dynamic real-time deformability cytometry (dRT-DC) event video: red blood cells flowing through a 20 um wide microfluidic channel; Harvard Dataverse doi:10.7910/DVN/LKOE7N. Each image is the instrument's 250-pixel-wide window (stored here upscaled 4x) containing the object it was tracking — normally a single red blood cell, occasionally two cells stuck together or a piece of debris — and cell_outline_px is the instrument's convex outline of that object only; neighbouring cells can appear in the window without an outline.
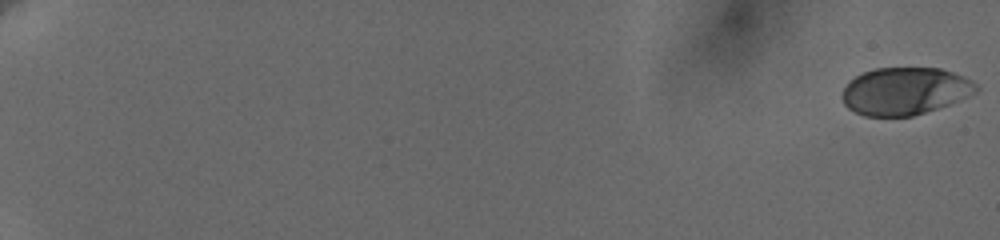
{"species": "human", "species_latin": "Homo sapiens", "temperature_condition": "cold", "stored_images_in_passage": 26, "camera_frame_rate_fps": 3000, "um_per_image_px": 0.085, "donor": {"sex": "female"}, "frame": {"image": 1, "passage_image": 1, "time_ms": 0.0, "image_size_px": [1000, 240], "cell_outline_px": [[980, 88], [976, 92], [968, 96], [948, 104], [912, 116], [864, 116], [848, 108], [844, 104], [840, 96], [844, 88], [856, 76], [864, 72], [876, 68], [940, 68], [964, 76], [972, 80]], "centroid_in_image_um": [76.92, 7.74], "position_along_channel_um": 8.1, "area_um2": 36.82}}
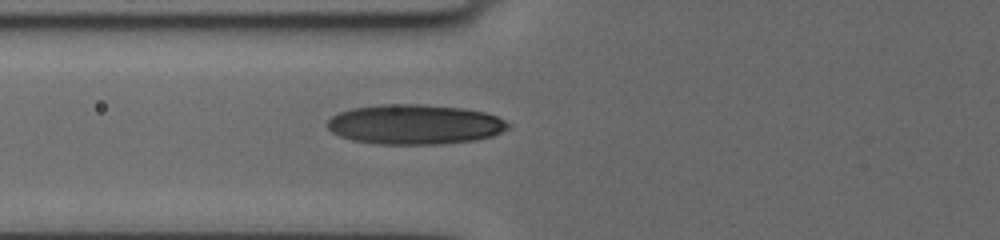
{"frame": {"image": 2, "passage_image": 22, "time_ms": 8.667, "image_size_px": [1000, 240], "cell_outline_px": [[508, 128], [492, 136], [476, 140], [444, 144], [376, 144], [352, 140], [340, 136], [332, 132], [328, 128], [328, 120], [332, 116], [340, 112], [352, 108], [384, 104], [416, 104], [464, 108], [484, 112], [496, 116], [504, 120], [508, 124]], "centroid_in_image_um": [35.24, 10.58], "position_along_channel_um": 90.6, "area_um2": 41.91}}
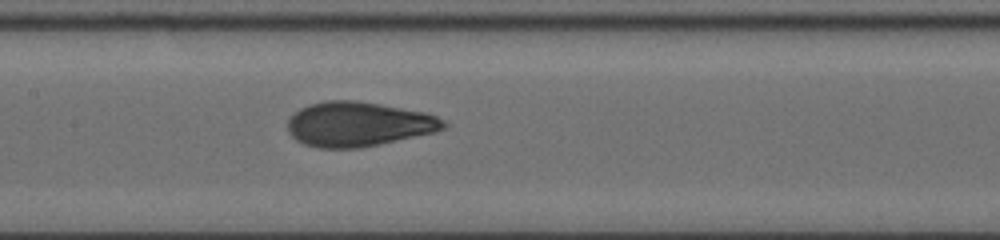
{"frame": {"image": 3, "passage_image": 26, "time_ms": 11.0, "image_size_px": [1000, 240], "cell_outline_px": [[448, 124], [444, 128], [436, 132], [356, 148], [320, 148], [304, 144], [296, 140], [288, 132], [288, 116], [292, 112], [308, 104], [324, 100], [356, 100], [380, 104], [424, 112], [436, 116], [444, 120]], "centroid_in_image_um": [30.41, 10.53], "position_along_channel_um": 177.0, "area_um2": 40.58}}